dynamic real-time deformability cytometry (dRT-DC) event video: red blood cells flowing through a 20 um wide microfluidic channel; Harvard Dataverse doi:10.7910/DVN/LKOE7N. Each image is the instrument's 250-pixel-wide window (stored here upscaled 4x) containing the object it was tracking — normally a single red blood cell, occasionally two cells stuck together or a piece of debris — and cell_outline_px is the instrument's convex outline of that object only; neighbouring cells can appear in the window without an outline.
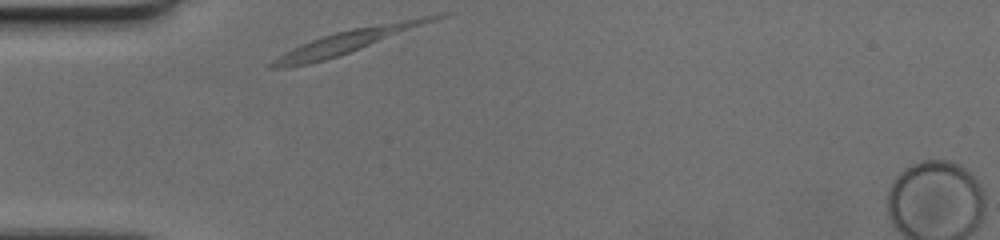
{"species": "human", "species_latin": "Homo sapiens", "temperature_condition": "cold", "stored_images_in_passage": 29, "camera_frame_rate_fps": 3000, "um_per_image_px": 0.085, "donor": {"sex": "female"}, "frame": {"image": 1, "passage_image": 1, "time_ms": 0.0, "image_size_px": [1000, 240], "cell_outline_px": [[448, 12], [444, 16], [360, 48], [324, 60], [308, 64], [284, 68], [268, 68], [268, 64], [272, 60], [284, 52], [292, 48], [312, 40], [336, 32], [352, 28], [440, 12]], "centroid_in_image_um": [29.5, 3.51], "position_along_channel_um": 55.5, "area_um2": 21.33}}
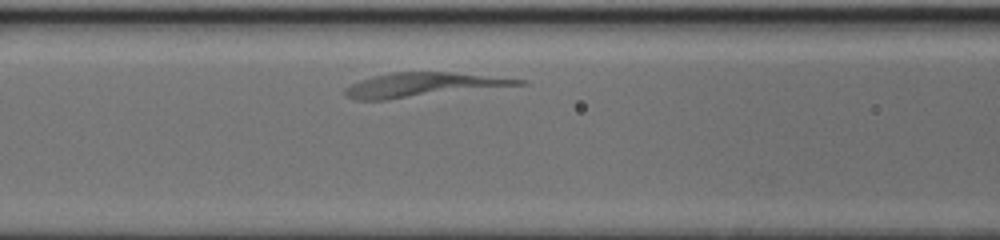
{"frame": {"image": 2, "passage_image": 8, "time_ms": 2.333, "image_size_px": [1000, 240], "cell_outline_px": [[528, 80], [524, 84], [388, 100], [356, 100], [348, 96], [344, 92], [344, 88], [360, 80], [392, 72], [448, 72]], "centroid_in_image_um": [35.89, 7.22], "position_along_channel_um": 130.7, "area_um2": 23.93}}
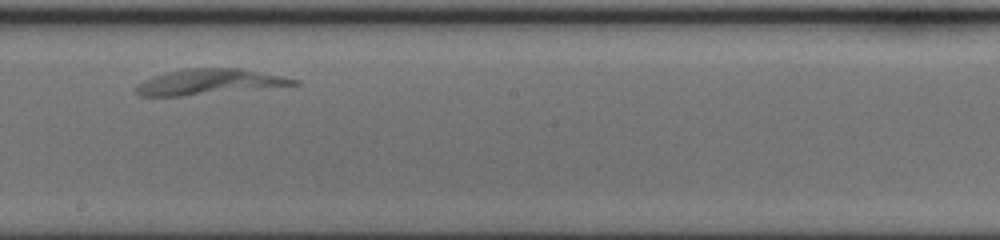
{"frame": {"image": 3, "passage_image": 16, "time_ms": 5.0, "image_size_px": [1000, 240], "cell_outline_px": [[300, 84], [180, 96], [140, 96], [136, 92], [136, 88], [144, 80], [152, 76], [164, 72], [184, 68], [236, 68], [300, 80]], "centroid_in_image_um": [17.7, 6.95], "position_along_channel_um": 230.5, "area_um2": 22.83}}